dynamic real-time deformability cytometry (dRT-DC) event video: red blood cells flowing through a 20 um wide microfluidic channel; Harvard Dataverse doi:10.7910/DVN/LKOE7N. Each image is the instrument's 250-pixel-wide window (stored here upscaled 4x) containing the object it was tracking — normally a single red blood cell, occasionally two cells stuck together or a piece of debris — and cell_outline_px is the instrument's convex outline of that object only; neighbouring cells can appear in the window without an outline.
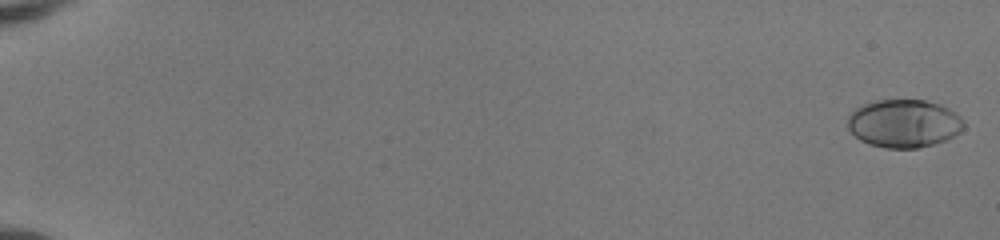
{"species": "human", "species_latin": "Homo sapiens", "temperature_condition": "room temperature", "stored_images_in_passage": 53, "camera_frame_rate_fps": 3000, "um_per_image_px": 0.085, "donor": {"sex": "female"}, "frame": {"image": 1, "passage_image": 1, "time_ms": 0.0, "image_size_px": [1000, 240], "cell_outline_px": [[964, 128], [960, 132], [944, 140], [932, 144], [916, 148], [884, 148], [868, 144], [860, 140], [848, 128], [848, 116], [856, 108], [864, 104], [876, 100], [924, 100], [940, 104], [948, 108], [960, 116], [964, 120]], "centroid_in_image_um": [76.83, 10.49], "position_along_channel_um": 8.2, "area_um2": 32.43}}
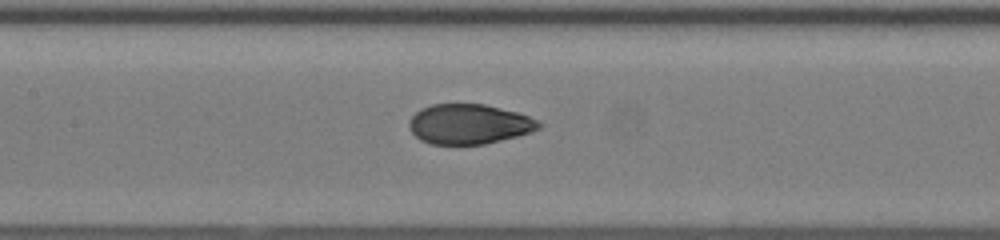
{"frame": {"image": 2, "passage_image": 28, "time_ms": 9.0, "image_size_px": [1000, 240], "cell_outline_px": [[544, 124], [540, 128], [532, 132], [484, 144], [432, 144], [420, 140], [408, 128], [408, 120], [420, 108], [432, 104], [484, 104], [516, 112], [528, 116]], "centroid_in_image_um": [39.85, 10.54], "position_along_channel_um": 167.6, "area_um2": 30.17}}
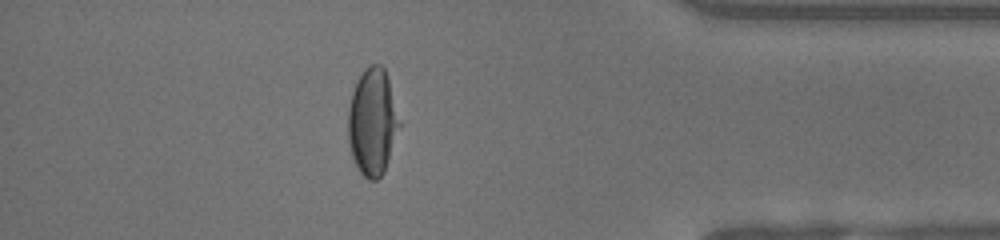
{"frame": {"image": 3, "passage_image": 47, "time_ms": 15.333, "image_size_px": [1000, 240], "cell_outline_px": [[404, 124], [384, 172], [376, 180], [368, 180], [360, 172], [352, 156], [348, 140], [348, 108], [352, 92], [356, 80], [364, 68], [372, 64], [380, 64], [384, 68]], "centroid_in_image_um": [31.72, 10.36], "position_along_channel_um": 403.5, "area_um2": 32.95}, "authors_computed_cell_mechanics": {"area_um2": 31.6744, "velocity_mm_per_s": 4.1221, "shape_relaxation_time_tau1_ms": 4.8805, "shape_relaxation_time_tau2_ms": null, "deformation_change_tau1": 0.2341, "deformation_change_tau2": null}}